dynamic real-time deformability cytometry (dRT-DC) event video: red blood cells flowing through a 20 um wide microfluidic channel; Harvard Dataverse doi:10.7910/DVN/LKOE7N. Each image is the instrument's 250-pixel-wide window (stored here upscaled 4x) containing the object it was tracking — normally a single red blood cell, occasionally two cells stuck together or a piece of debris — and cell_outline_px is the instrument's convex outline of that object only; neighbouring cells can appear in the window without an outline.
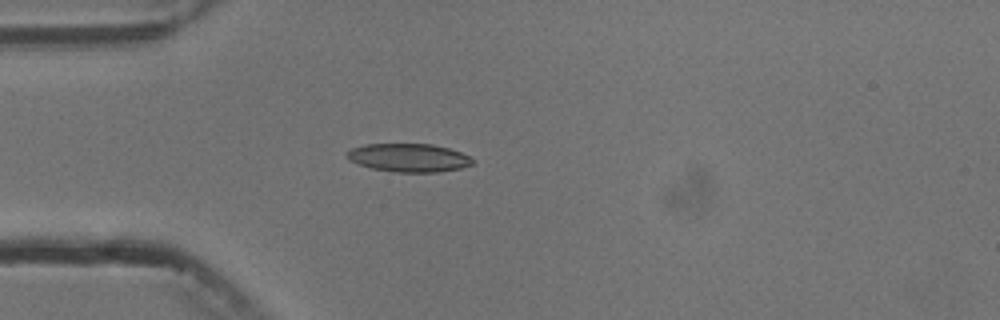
{"species": "common noctule bat (a hibernating species)", "species_latin": "Nyctalus noctula", "temperature_condition": "cold", "stored_images_in_passage": 6, "camera_frame_rate_fps": 3000, "um_per_image_px": 0.085, "animal": {"sex": "male", "body_mass_g": 13.3}, "frame": {"image": 1, "passage_image": 5, "time_ms": 4.667, "image_size_px": [1000, 320], "cell_outline_px": [[476, 160], [472, 164], [460, 168], [440, 172], [396, 172], [372, 168], [348, 160], [348, 152], [352, 148], [364, 144], [432, 144], [448, 148], [460, 152]], "centroid_in_image_um": [34.77, 13.4], "position_along_channel_um": 50.2, "area_um2": 20.58}}